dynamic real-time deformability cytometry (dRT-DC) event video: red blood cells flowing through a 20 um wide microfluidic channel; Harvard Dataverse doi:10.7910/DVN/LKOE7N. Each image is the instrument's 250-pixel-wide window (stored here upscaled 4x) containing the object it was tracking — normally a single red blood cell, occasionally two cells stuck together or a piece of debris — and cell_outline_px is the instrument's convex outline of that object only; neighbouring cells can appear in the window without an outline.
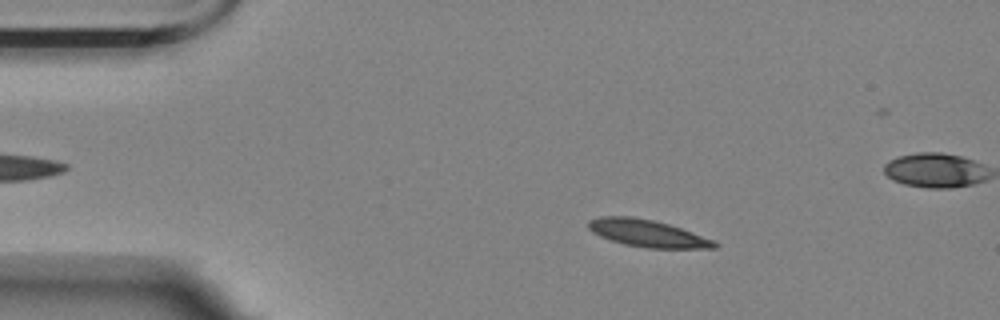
{"species": "Egyptian fruit bat (a non-hibernating species)", "species_latin": "Rousettus aegyptiacus", "temperature_condition": "room temperature", "stored_images_in_passage": 47, "camera_frame_rate_fps": 3000, "um_per_image_px": 0.085, "animal": {"sex": "female"}, "frame": {"image": 1, "passage_image": 7, "time_ms": 2.0, "image_size_px": [1000, 320], "cell_outline_px": [[720, 244], [716, 248], [648, 248], [624, 244], [600, 236], [592, 232], [588, 228], [588, 220], [600, 216], [632, 216], [652, 220], [668, 224], [716, 240]], "centroid_in_image_um": [55.05, 19.83], "position_along_channel_um": 30.0, "area_um2": 19.94}}
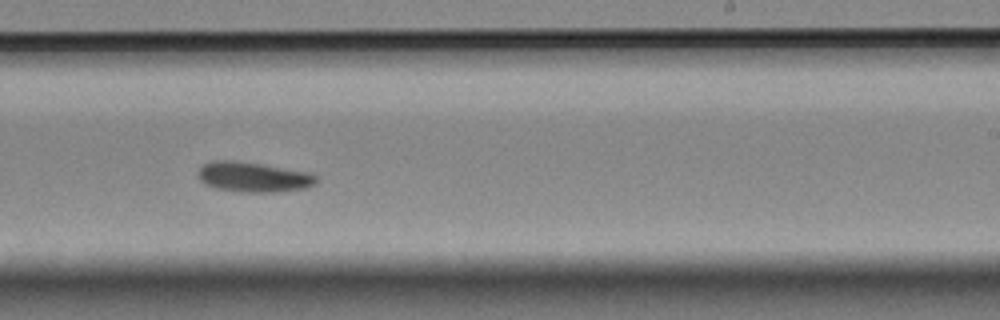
{"frame": {"image": 2, "passage_image": 32, "time_ms": 10.333, "image_size_px": [1000, 320], "cell_outline_px": [[316, 184], [308, 188], [276, 192], [240, 192], [216, 188], [204, 184], [196, 176], [196, 172], [200, 164], [212, 160], [236, 160], [312, 172], [316, 176]], "centroid_in_image_um": [21.5, 15.03], "position_along_channel_um": 267.5, "area_um2": 21.27}}
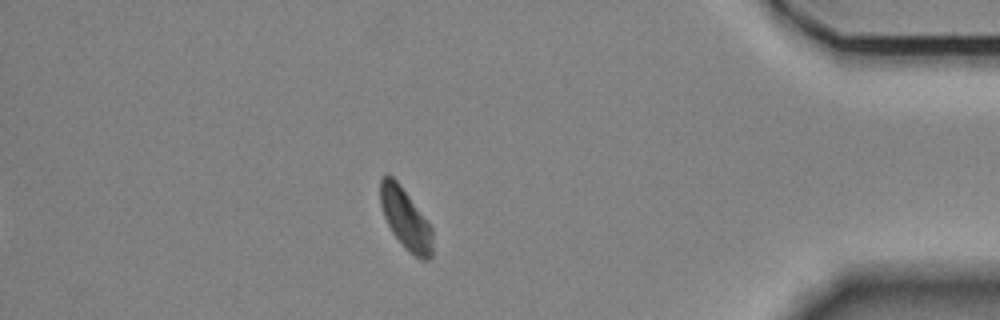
{"frame": {"image": 3, "passage_image": 47, "time_ms": 15.333, "image_size_px": [1000, 320], "cell_outline_px": [[432, 256], [428, 260], [420, 260], [392, 232], [384, 216], [380, 204], [380, 180], [384, 176], [392, 176], [396, 180], [432, 228]], "centroid_in_image_um": [34.47, 18.6], "position_along_channel_um": 400.7, "area_um2": 17.74}, "authors_computed_cell_mechanics": {"area_um2": 19.8254, "velocity_mm_per_s": 3.441, "shape_relaxation_time_tau1_ms": 7.3077, "shape_relaxation_time_tau2_ms": null, "deformation_change_tau1": 0.1656, "deformation_change_tau2": null}}